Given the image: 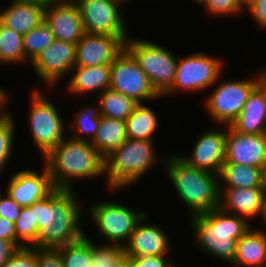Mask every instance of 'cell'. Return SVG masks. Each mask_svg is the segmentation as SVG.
<instances>
[{
  "label": "cell",
  "mask_w": 266,
  "mask_h": 267,
  "mask_svg": "<svg viewBox=\"0 0 266 267\" xmlns=\"http://www.w3.org/2000/svg\"><path fill=\"white\" fill-rule=\"evenodd\" d=\"M10 3L4 10H0V22L22 36L45 20L46 5Z\"/></svg>",
  "instance_id": "cell-22"
},
{
  "label": "cell",
  "mask_w": 266,
  "mask_h": 267,
  "mask_svg": "<svg viewBox=\"0 0 266 267\" xmlns=\"http://www.w3.org/2000/svg\"><path fill=\"white\" fill-rule=\"evenodd\" d=\"M219 180L220 188H263V169L225 161Z\"/></svg>",
  "instance_id": "cell-25"
},
{
  "label": "cell",
  "mask_w": 266,
  "mask_h": 267,
  "mask_svg": "<svg viewBox=\"0 0 266 267\" xmlns=\"http://www.w3.org/2000/svg\"><path fill=\"white\" fill-rule=\"evenodd\" d=\"M18 249L12 241L0 239V267H3Z\"/></svg>",
  "instance_id": "cell-43"
},
{
  "label": "cell",
  "mask_w": 266,
  "mask_h": 267,
  "mask_svg": "<svg viewBox=\"0 0 266 267\" xmlns=\"http://www.w3.org/2000/svg\"><path fill=\"white\" fill-rule=\"evenodd\" d=\"M42 173L34 170H21L8 181L7 194L22 207L30 206L49 195L54 189L46 166Z\"/></svg>",
  "instance_id": "cell-18"
},
{
  "label": "cell",
  "mask_w": 266,
  "mask_h": 267,
  "mask_svg": "<svg viewBox=\"0 0 266 267\" xmlns=\"http://www.w3.org/2000/svg\"><path fill=\"white\" fill-rule=\"evenodd\" d=\"M126 259L124 246L95 245L91 241V267H119Z\"/></svg>",
  "instance_id": "cell-34"
},
{
  "label": "cell",
  "mask_w": 266,
  "mask_h": 267,
  "mask_svg": "<svg viewBox=\"0 0 266 267\" xmlns=\"http://www.w3.org/2000/svg\"><path fill=\"white\" fill-rule=\"evenodd\" d=\"M77 44L54 40L30 63L47 88L68 75L76 64ZM49 84V85H48ZM49 86V87H48Z\"/></svg>",
  "instance_id": "cell-13"
},
{
  "label": "cell",
  "mask_w": 266,
  "mask_h": 267,
  "mask_svg": "<svg viewBox=\"0 0 266 267\" xmlns=\"http://www.w3.org/2000/svg\"><path fill=\"white\" fill-rule=\"evenodd\" d=\"M126 140V123L124 120L101 116L99 129L91 143L106 158Z\"/></svg>",
  "instance_id": "cell-26"
},
{
  "label": "cell",
  "mask_w": 266,
  "mask_h": 267,
  "mask_svg": "<svg viewBox=\"0 0 266 267\" xmlns=\"http://www.w3.org/2000/svg\"><path fill=\"white\" fill-rule=\"evenodd\" d=\"M258 72L256 78L233 81L228 79L214 84L216 88L204 101L214 126H229L242 112L244 103L259 84L261 71Z\"/></svg>",
  "instance_id": "cell-7"
},
{
  "label": "cell",
  "mask_w": 266,
  "mask_h": 267,
  "mask_svg": "<svg viewBox=\"0 0 266 267\" xmlns=\"http://www.w3.org/2000/svg\"><path fill=\"white\" fill-rule=\"evenodd\" d=\"M73 71V72H72ZM72 76L67 82V92L76 96L101 92L110 88L111 65L74 66Z\"/></svg>",
  "instance_id": "cell-21"
},
{
  "label": "cell",
  "mask_w": 266,
  "mask_h": 267,
  "mask_svg": "<svg viewBox=\"0 0 266 267\" xmlns=\"http://www.w3.org/2000/svg\"><path fill=\"white\" fill-rule=\"evenodd\" d=\"M264 192V188H220L219 208L226 213L252 220L260 217Z\"/></svg>",
  "instance_id": "cell-20"
},
{
  "label": "cell",
  "mask_w": 266,
  "mask_h": 267,
  "mask_svg": "<svg viewBox=\"0 0 266 267\" xmlns=\"http://www.w3.org/2000/svg\"><path fill=\"white\" fill-rule=\"evenodd\" d=\"M258 87L264 92V97L266 101V68L261 71L260 81Z\"/></svg>",
  "instance_id": "cell-45"
},
{
  "label": "cell",
  "mask_w": 266,
  "mask_h": 267,
  "mask_svg": "<svg viewBox=\"0 0 266 267\" xmlns=\"http://www.w3.org/2000/svg\"><path fill=\"white\" fill-rule=\"evenodd\" d=\"M36 267H63L61 254L56 249L36 248Z\"/></svg>",
  "instance_id": "cell-39"
},
{
  "label": "cell",
  "mask_w": 266,
  "mask_h": 267,
  "mask_svg": "<svg viewBox=\"0 0 266 267\" xmlns=\"http://www.w3.org/2000/svg\"><path fill=\"white\" fill-rule=\"evenodd\" d=\"M10 2H16V3H36L39 5H48L53 0H9Z\"/></svg>",
  "instance_id": "cell-46"
},
{
  "label": "cell",
  "mask_w": 266,
  "mask_h": 267,
  "mask_svg": "<svg viewBox=\"0 0 266 267\" xmlns=\"http://www.w3.org/2000/svg\"><path fill=\"white\" fill-rule=\"evenodd\" d=\"M67 137L43 157L54 187L72 190L75 179L105 176V158L93 144Z\"/></svg>",
  "instance_id": "cell-2"
},
{
  "label": "cell",
  "mask_w": 266,
  "mask_h": 267,
  "mask_svg": "<svg viewBox=\"0 0 266 267\" xmlns=\"http://www.w3.org/2000/svg\"><path fill=\"white\" fill-rule=\"evenodd\" d=\"M97 98L101 116L124 121L133 113L139 104L133 98L110 88L101 92Z\"/></svg>",
  "instance_id": "cell-28"
},
{
  "label": "cell",
  "mask_w": 266,
  "mask_h": 267,
  "mask_svg": "<svg viewBox=\"0 0 266 267\" xmlns=\"http://www.w3.org/2000/svg\"><path fill=\"white\" fill-rule=\"evenodd\" d=\"M45 21L56 40L77 44L86 34L80 11L73 0H53L45 8Z\"/></svg>",
  "instance_id": "cell-16"
},
{
  "label": "cell",
  "mask_w": 266,
  "mask_h": 267,
  "mask_svg": "<svg viewBox=\"0 0 266 267\" xmlns=\"http://www.w3.org/2000/svg\"><path fill=\"white\" fill-rule=\"evenodd\" d=\"M169 180L190 217L210 212L220 206L219 175L188 165L178 154L163 159ZM166 165V166H165Z\"/></svg>",
  "instance_id": "cell-4"
},
{
  "label": "cell",
  "mask_w": 266,
  "mask_h": 267,
  "mask_svg": "<svg viewBox=\"0 0 266 267\" xmlns=\"http://www.w3.org/2000/svg\"><path fill=\"white\" fill-rule=\"evenodd\" d=\"M225 161L264 169L266 133L243 134L227 126Z\"/></svg>",
  "instance_id": "cell-17"
},
{
  "label": "cell",
  "mask_w": 266,
  "mask_h": 267,
  "mask_svg": "<svg viewBox=\"0 0 266 267\" xmlns=\"http://www.w3.org/2000/svg\"><path fill=\"white\" fill-rule=\"evenodd\" d=\"M110 77V89L131 97L138 103L161 97L137 60L126 48L111 64Z\"/></svg>",
  "instance_id": "cell-11"
},
{
  "label": "cell",
  "mask_w": 266,
  "mask_h": 267,
  "mask_svg": "<svg viewBox=\"0 0 266 267\" xmlns=\"http://www.w3.org/2000/svg\"><path fill=\"white\" fill-rule=\"evenodd\" d=\"M85 107L74 114V118H72L68 127L69 130L71 128L75 132L73 136H70L72 139L91 142L100 126V105L98 102L97 106L86 105Z\"/></svg>",
  "instance_id": "cell-29"
},
{
  "label": "cell",
  "mask_w": 266,
  "mask_h": 267,
  "mask_svg": "<svg viewBox=\"0 0 266 267\" xmlns=\"http://www.w3.org/2000/svg\"><path fill=\"white\" fill-rule=\"evenodd\" d=\"M13 119L10 111L0 119V174L9 162L14 148L16 123Z\"/></svg>",
  "instance_id": "cell-35"
},
{
  "label": "cell",
  "mask_w": 266,
  "mask_h": 267,
  "mask_svg": "<svg viewBox=\"0 0 266 267\" xmlns=\"http://www.w3.org/2000/svg\"><path fill=\"white\" fill-rule=\"evenodd\" d=\"M117 202L100 201L90 205L89 216L108 244L125 246L136 225L147 215ZM126 241V242H125Z\"/></svg>",
  "instance_id": "cell-9"
},
{
  "label": "cell",
  "mask_w": 266,
  "mask_h": 267,
  "mask_svg": "<svg viewBox=\"0 0 266 267\" xmlns=\"http://www.w3.org/2000/svg\"><path fill=\"white\" fill-rule=\"evenodd\" d=\"M224 62L221 58L204 52H195L187 56H178L176 77L172 88L165 94L168 97L186 92H199L210 89L220 81Z\"/></svg>",
  "instance_id": "cell-8"
},
{
  "label": "cell",
  "mask_w": 266,
  "mask_h": 267,
  "mask_svg": "<svg viewBox=\"0 0 266 267\" xmlns=\"http://www.w3.org/2000/svg\"><path fill=\"white\" fill-rule=\"evenodd\" d=\"M1 194L2 191H0V217L15 222L20 214L22 206L13 200L7 192L4 197H2Z\"/></svg>",
  "instance_id": "cell-40"
},
{
  "label": "cell",
  "mask_w": 266,
  "mask_h": 267,
  "mask_svg": "<svg viewBox=\"0 0 266 267\" xmlns=\"http://www.w3.org/2000/svg\"><path fill=\"white\" fill-rule=\"evenodd\" d=\"M56 250L61 254L63 267H91V239L87 235Z\"/></svg>",
  "instance_id": "cell-32"
},
{
  "label": "cell",
  "mask_w": 266,
  "mask_h": 267,
  "mask_svg": "<svg viewBox=\"0 0 266 267\" xmlns=\"http://www.w3.org/2000/svg\"><path fill=\"white\" fill-rule=\"evenodd\" d=\"M31 94L29 130L43 158L65 138L66 124L64 125L57 106L46 98L45 93L36 88Z\"/></svg>",
  "instance_id": "cell-10"
},
{
  "label": "cell",
  "mask_w": 266,
  "mask_h": 267,
  "mask_svg": "<svg viewBox=\"0 0 266 267\" xmlns=\"http://www.w3.org/2000/svg\"><path fill=\"white\" fill-rule=\"evenodd\" d=\"M80 11L86 33L128 36L120 10L125 0H73Z\"/></svg>",
  "instance_id": "cell-12"
},
{
  "label": "cell",
  "mask_w": 266,
  "mask_h": 267,
  "mask_svg": "<svg viewBox=\"0 0 266 267\" xmlns=\"http://www.w3.org/2000/svg\"><path fill=\"white\" fill-rule=\"evenodd\" d=\"M224 127V131L218 130V126L217 129L205 130L195 142L191 154L179 153V157L190 166L219 175L226 153L227 126Z\"/></svg>",
  "instance_id": "cell-14"
},
{
  "label": "cell",
  "mask_w": 266,
  "mask_h": 267,
  "mask_svg": "<svg viewBox=\"0 0 266 267\" xmlns=\"http://www.w3.org/2000/svg\"><path fill=\"white\" fill-rule=\"evenodd\" d=\"M147 216H144L136 225L129 241L124 246L126 257L170 254L168 233L158 224H146L149 219Z\"/></svg>",
  "instance_id": "cell-19"
},
{
  "label": "cell",
  "mask_w": 266,
  "mask_h": 267,
  "mask_svg": "<svg viewBox=\"0 0 266 267\" xmlns=\"http://www.w3.org/2000/svg\"><path fill=\"white\" fill-rule=\"evenodd\" d=\"M189 220L197 247L230 265L236 256L237 241L252 227L247 219L220 208L191 216Z\"/></svg>",
  "instance_id": "cell-3"
},
{
  "label": "cell",
  "mask_w": 266,
  "mask_h": 267,
  "mask_svg": "<svg viewBox=\"0 0 266 267\" xmlns=\"http://www.w3.org/2000/svg\"><path fill=\"white\" fill-rule=\"evenodd\" d=\"M15 224L16 246L37 248L38 226L33 217V204L22 207Z\"/></svg>",
  "instance_id": "cell-31"
},
{
  "label": "cell",
  "mask_w": 266,
  "mask_h": 267,
  "mask_svg": "<svg viewBox=\"0 0 266 267\" xmlns=\"http://www.w3.org/2000/svg\"><path fill=\"white\" fill-rule=\"evenodd\" d=\"M154 143L127 138L120 147L111 152L105 158L104 178H107V189L118 191L135 184L147 174L159 159L156 158Z\"/></svg>",
  "instance_id": "cell-5"
},
{
  "label": "cell",
  "mask_w": 266,
  "mask_h": 267,
  "mask_svg": "<svg viewBox=\"0 0 266 267\" xmlns=\"http://www.w3.org/2000/svg\"><path fill=\"white\" fill-rule=\"evenodd\" d=\"M25 63L23 36L0 22V63Z\"/></svg>",
  "instance_id": "cell-30"
},
{
  "label": "cell",
  "mask_w": 266,
  "mask_h": 267,
  "mask_svg": "<svg viewBox=\"0 0 266 267\" xmlns=\"http://www.w3.org/2000/svg\"><path fill=\"white\" fill-rule=\"evenodd\" d=\"M243 134L266 133V101L264 92L257 86L244 103L242 112L230 124Z\"/></svg>",
  "instance_id": "cell-23"
},
{
  "label": "cell",
  "mask_w": 266,
  "mask_h": 267,
  "mask_svg": "<svg viewBox=\"0 0 266 267\" xmlns=\"http://www.w3.org/2000/svg\"><path fill=\"white\" fill-rule=\"evenodd\" d=\"M235 267H266V232L253 227L237 241Z\"/></svg>",
  "instance_id": "cell-24"
},
{
  "label": "cell",
  "mask_w": 266,
  "mask_h": 267,
  "mask_svg": "<svg viewBox=\"0 0 266 267\" xmlns=\"http://www.w3.org/2000/svg\"><path fill=\"white\" fill-rule=\"evenodd\" d=\"M263 188L266 192V166L263 169Z\"/></svg>",
  "instance_id": "cell-49"
},
{
  "label": "cell",
  "mask_w": 266,
  "mask_h": 267,
  "mask_svg": "<svg viewBox=\"0 0 266 267\" xmlns=\"http://www.w3.org/2000/svg\"><path fill=\"white\" fill-rule=\"evenodd\" d=\"M125 123L127 138L154 141L158 118L155 112L145 103H139L133 113L125 120Z\"/></svg>",
  "instance_id": "cell-27"
},
{
  "label": "cell",
  "mask_w": 266,
  "mask_h": 267,
  "mask_svg": "<svg viewBox=\"0 0 266 267\" xmlns=\"http://www.w3.org/2000/svg\"><path fill=\"white\" fill-rule=\"evenodd\" d=\"M119 267H133V266L127 259H125L124 262Z\"/></svg>",
  "instance_id": "cell-50"
},
{
  "label": "cell",
  "mask_w": 266,
  "mask_h": 267,
  "mask_svg": "<svg viewBox=\"0 0 266 267\" xmlns=\"http://www.w3.org/2000/svg\"><path fill=\"white\" fill-rule=\"evenodd\" d=\"M9 94L4 88L0 89V119L8 112L4 109L9 102Z\"/></svg>",
  "instance_id": "cell-44"
},
{
  "label": "cell",
  "mask_w": 266,
  "mask_h": 267,
  "mask_svg": "<svg viewBox=\"0 0 266 267\" xmlns=\"http://www.w3.org/2000/svg\"><path fill=\"white\" fill-rule=\"evenodd\" d=\"M262 29L266 28V0H255L247 9Z\"/></svg>",
  "instance_id": "cell-41"
},
{
  "label": "cell",
  "mask_w": 266,
  "mask_h": 267,
  "mask_svg": "<svg viewBox=\"0 0 266 267\" xmlns=\"http://www.w3.org/2000/svg\"><path fill=\"white\" fill-rule=\"evenodd\" d=\"M72 190L55 188L33 203V217L38 226L37 248L56 249L81 240L82 208Z\"/></svg>",
  "instance_id": "cell-1"
},
{
  "label": "cell",
  "mask_w": 266,
  "mask_h": 267,
  "mask_svg": "<svg viewBox=\"0 0 266 267\" xmlns=\"http://www.w3.org/2000/svg\"><path fill=\"white\" fill-rule=\"evenodd\" d=\"M197 4L205 9L206 14L211 16H236L243 10L236 0H198Z\"/></svg>",
  "instance_id": "cell-36"
},
{
  "label": "cell",
  "mask_w": 266,
  "mask_h": 267,
  "mask_svg": "<svg viewBox=\"0 0 266 267\" xmlns=\"http://www.w3.org/2000/svg\"><path fill=\"white\" fill-rule=\"evenodd\" d=\"M168 258L167 255L126 257L133 267H177Z\"/></svg>",
  "instance_id": "cell-38"
},
{
  "label": "cell",
  "mask_w": 266,
  "mask_h": 267,
  "mask_svg": "<svg viewBox=\"0 0 266 267\" xmlns=\"http://www.w3.org/2000/svg\"><path fill=\"white\" fill-rule=\"evenodd\" d=\"M0 239L12 241L16 245L15 224L13 221L0 217Z\"/></svg>",
  "instance_id": "cell-42"
},
{
  "label": "cell",
  "mask_w": 266,
  "mask_h": 267,
  "mask_svg": "<svg viewBox=\"0 0 266 267\" xmlns=\"http://www.w3.org/2000/svg\"><path fill=\"white\" fill-rule=\"evenodd\" d=\"M125 48L137 60L156 92L164 98L175 81L178 56L162 45L140 38H129Z\"/></svg>",
  "instance_id": "cell-6"
},
{
  "label": "cell",
  "mask_w": 266,
  "mask_h": 267,
  "mask_svg": "<svg viewBox=\"0 0 266 267\" xmlns=\"http://www.w3.org/2000/svg\"><path fill=\"white\" fill-rule=\"evenodd\" d=\"M241 7V9L244 11L247 9L255 0H236Z\"/></svg>",
  "instance_id": "cell-48"
},
{
  "label": "cell",
  "mask_w": 266,
  "mask_h": 267,
  "mask_svg": "<svg viewBox=\"0 0 266 267\" xmlns=\"http://www.w3.org/2000/svg\"><path fill=\"white\" fill-rule=\"evenodd\" d=\"M260 218L263 219L262 222L266 224V192H264L263 200H262V209L260 213Z\"/></svg>",
  "instance_id": "cell-47"
},
{
  "label": "cell",
  "mask_w": 266,
  "mask_h": 267,
  "mask_svg": "<svg viewBox=\"0 0 266 267\" xmlns=\"http://www.w3.org/2000/svg\"><path fill=\"white\" fill-rule=\"evenodd\" d=\"M55 40L50 26L44 20L36 28L23 36V47L26 58L31 63L38 54Z\"/></svg>",
  "instance_id": "cell-33"
},
{
  "label": "cell",
  "mask_w": 266,
  "mask_h": 267,
  "mask_svg": "<svg viewBox=\"0 0 266 267\" xmlns=\"http://www.w3.org/2000/svg\"><path fill=\"white\" fill-rule=\"evenodd\" d=\"M3 267H36V248H19Z\"/></svg>",
  "instance_id": "cell-37"
},
{
  "label": "cell",
  "mask_w": 266,
  "mask_h": 267,
  "mask_svg": "<svg viewBox=\"0 0 266 267\" xmlns=\"http://www.w3.org/2000/svg\"><path fill=\"white\" fill-rule=\"evenodd\" d=\"M128 36L86 33L76 46L75 66L111 65L125 49Z\"/></svg>",
  "instance_id": "cell-15"
}]
</instances>
